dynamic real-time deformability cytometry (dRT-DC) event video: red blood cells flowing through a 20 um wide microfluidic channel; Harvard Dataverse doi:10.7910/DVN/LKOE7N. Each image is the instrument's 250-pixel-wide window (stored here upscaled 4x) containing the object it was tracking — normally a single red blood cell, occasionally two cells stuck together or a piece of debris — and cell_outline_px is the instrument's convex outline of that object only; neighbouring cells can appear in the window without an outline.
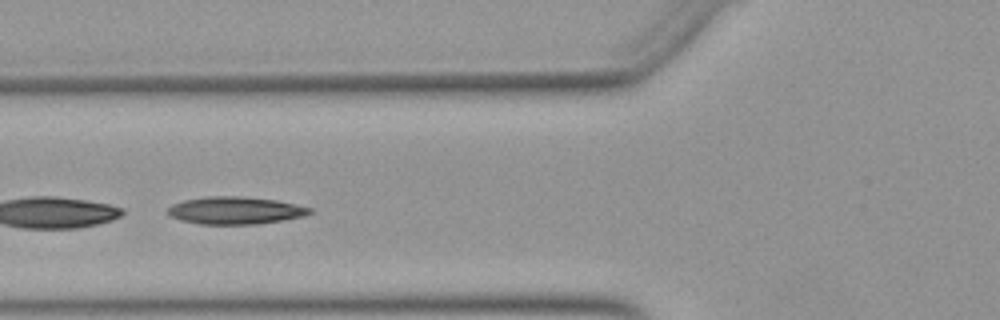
{"species": "Egyptian fruit bat (a non-hibernating species)", "species_latin": "Rousettus aegyptiacus", "temperature_condition": "warm", "stored_images_in_passage": 26, "camera_frame_rate_fps": 3000, "um_per_image_px": 0.085, "animal": {"sex": "female"}, "frame": {"image": 1, "passage_image": 10, "time_ms": 3.0, "image_size_px": [1000, 320], "cell_outline_px": [[312, 212], [304, 216], [256, 224], [200, 224], [180, 220], [168, 216], [164, 212], [172, 204], [184, 200], [208, 196], [240, 196], [276, 200], [296, 204], [312, 208]], "centroid_in_image_um": [19.94, 17.88], "position_along_channel_um": 105.9, "area_um2": 22.77}}
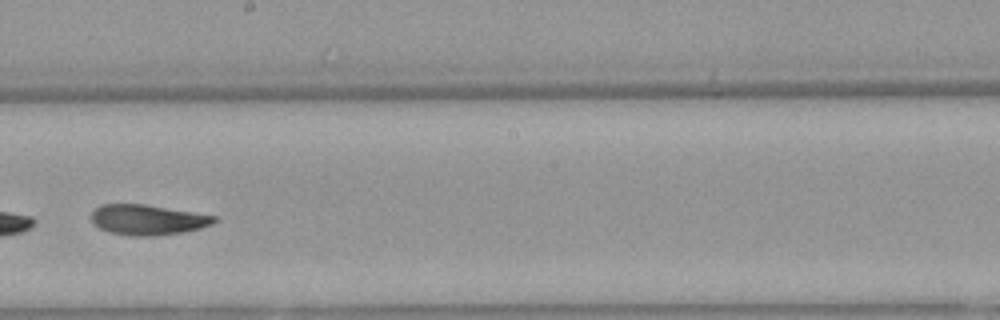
{"frame": {"image": 2, "passage_image": 20, "time_ms": 6.333, "image_size_px": [1000, 320], "cell_outline_px": [[216, 220], [212, 224], [200, 228], [184, 232], [156, 236], [132, 236], [108, 232], [100, 228], [92, 220], [92, 212], [100, 204], [144, 204], [216, 216]], "centroid_in_image_um": [12.54, 18.69], "position_along_channel_um": 235.7, "area_um2": 21.56}}
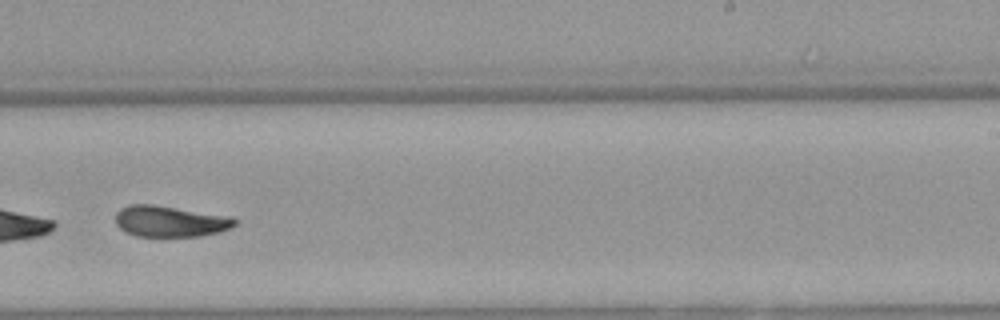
{"frame": {"image": 3, "passage_image": 23, "time_ms": 7.333, "image_size_px": [1000, 320], "cell_outline_px": [[236, 224], [232, 228], [220, 232], [200, 236], [136, 236], [124, 232], [116, 224], [116, 212], [120, 208], [128, 204], [152, 204], [232, 216], [236, 220]], "centroid_in_image_um": [14.46, 18.81], "position_along_channel_um": 274.5, "area_um2": 21.85}}